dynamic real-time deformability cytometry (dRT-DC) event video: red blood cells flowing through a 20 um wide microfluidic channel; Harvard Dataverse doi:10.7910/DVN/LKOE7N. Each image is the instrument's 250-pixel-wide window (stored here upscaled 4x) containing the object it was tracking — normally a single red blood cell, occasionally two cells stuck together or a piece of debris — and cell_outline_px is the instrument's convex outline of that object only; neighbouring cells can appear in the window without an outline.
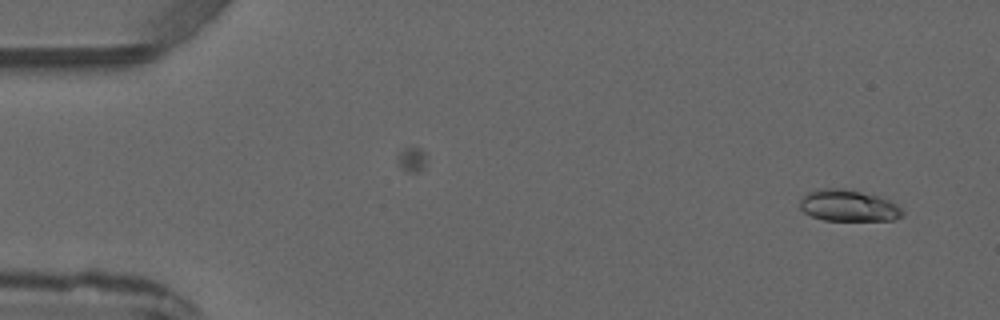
{"species": "common noctule bat (a hibernating species)", "species_latin": "Nyctalus noctula", "temperature_condition": "warm", "stored_images_in_passage": 2, "camera_frame_rate_fps": 3000, "um_per_image_px": 0.085, "animal": {"sex": "male", "forearm_length_mm": 52.5}, "frame": {"image": 1, "passage_image": 2, "time_ms": 1.333, "image_size_px": [1000, 320], "cell_outline_px": [[904, 216], [892, 220], [824, 220], [812, 216], [804, 212], [800, 208], [800, 200], [808, 192], [816, 188], [844, 188], [876, 196], [888, 200], [896, 204], [904, 212]], "centroid_in_image_um": [72.09, 17.48], "position_along_channel_um": 12.9, "area_um2": 18.73}}